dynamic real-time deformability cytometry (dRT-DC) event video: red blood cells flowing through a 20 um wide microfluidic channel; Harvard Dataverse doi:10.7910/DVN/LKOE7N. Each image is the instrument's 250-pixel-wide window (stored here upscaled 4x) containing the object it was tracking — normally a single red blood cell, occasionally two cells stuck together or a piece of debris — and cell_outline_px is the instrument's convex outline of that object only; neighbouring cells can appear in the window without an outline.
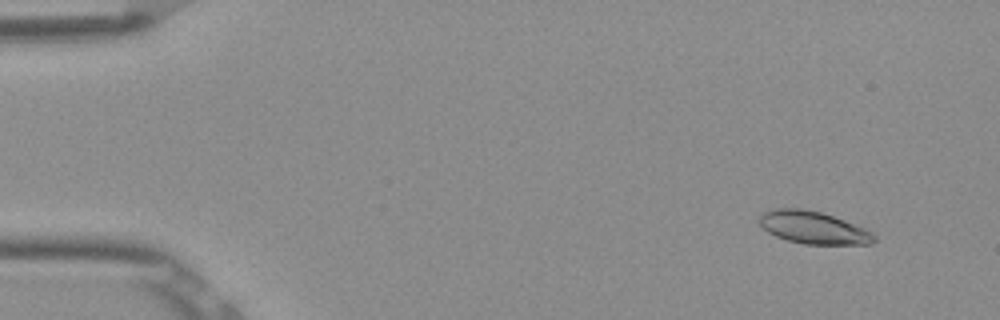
{"species": "Egyptian fruit bat (a non-hibernating species)", "species_latin": "Rousettus aegyptiacus", "temperature_condition": "room temperature", "stored_images_in_passage": 5, "camera_frame_rate_fps": 3000, "um_per_image_px": 0.085, "frame": {"image": 1, "passage_image": 2, "time_ms": 0.333, "image_size_px": [1000, 320], "cell_outline_px": [[876, 240], [868, 244], [804, 244], [788, 240], [776, 236], [768, 232], [760, 224], [760, 216], [764, 212], [776, 208], [804, 208], [820, 212], [844, 220], [864, 228], [872, 232], [876, 236]], "centroid_in_image_um": [69.14, 19.34], "position_along_channel_um": 15.9, "area_um2": 21.5}}
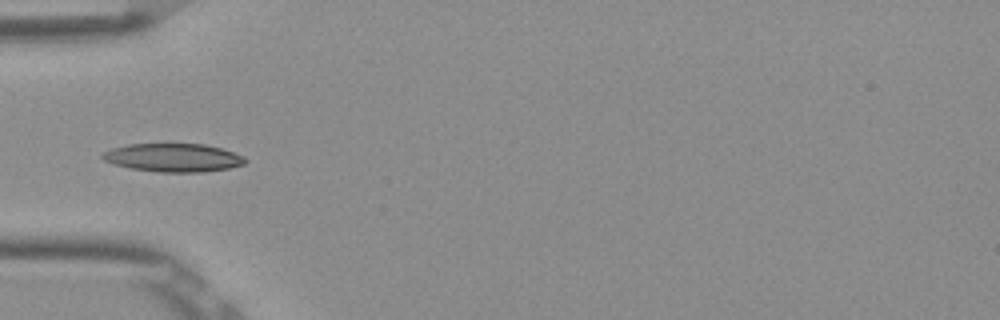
{"frame": {"image": 2, "passage_image": 5, "time_ms": 1.333, "image_size_px": [1000, 320], "cell_outline_px": [[248, 160], [244, 164], [228, 168], [204, 172], [160, 172], [132, 168], [116, 164], [104, 160], [100, 156], [100, 152], [112, 148], [128, 144], [204, 144], [220, 148], [244, 156]], "centroid_in_image_um": [14.72, 13.39], "position_along_channel_um": 70.3, "area_um2": 23.47}}